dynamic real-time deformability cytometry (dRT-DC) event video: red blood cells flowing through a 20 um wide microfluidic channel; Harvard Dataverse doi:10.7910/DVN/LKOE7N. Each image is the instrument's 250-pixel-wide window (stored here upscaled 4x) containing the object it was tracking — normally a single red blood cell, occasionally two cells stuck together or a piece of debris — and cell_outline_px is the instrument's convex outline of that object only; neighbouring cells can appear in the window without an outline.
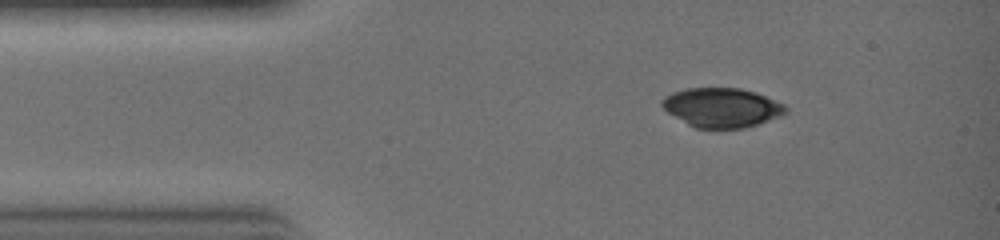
{"species": "common noctule bat (a hibernating species)", "species_latin": "Nyctalus noctula", "temperature_condition": "warm", "stored_images_in_passage": 5, "camera_frame_rate_fps": 3000, "um_per_image_px": 0.085, "animal": {"sex": "female", "body_mass_g": 19.0, "forearm_length_mm": 51.5}, "frame": {"image": 1, "passage_image": 1, "time_ms": 0.0, "image_size_px": [1000, 240], "cell_outline_px": [[788, 108], [784, 112], [776, 116], [756, 124], [744, 128], [696, 128], [688, 124], [668, 112], [660, 104], [660, 100], [664, 96], [672, 92], [688, 88], [740, 88], [756, 92], [784, 104]], "centroid_in_image_um": [61.3, 9.12], "position_along_channel_um": 23.7, "area_um2": 27.98}}
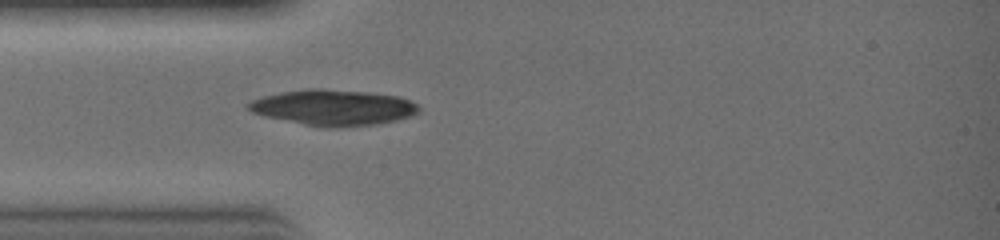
{"frame": {"image": 2, "passage_image": 5, "time_ms": 1.333, "image_size_px": [1000, 240], "cell_outline_px": [[420, 108], [416, 112], [408, 116], [396, 120], [376, 124], [332, 128], [328, 128], [304, 124], [264, 116], [252, 112], [248, 108], [248, 104], [252, 100], [264, 96], [280, 92], [308, 88], [324, 88], [368, 92], [400, 96], [416, 104]], "centroid_in_image_um": [28.31, 9.13], "position_along_channel_um": 56.7, "area_um2": 35.32}}